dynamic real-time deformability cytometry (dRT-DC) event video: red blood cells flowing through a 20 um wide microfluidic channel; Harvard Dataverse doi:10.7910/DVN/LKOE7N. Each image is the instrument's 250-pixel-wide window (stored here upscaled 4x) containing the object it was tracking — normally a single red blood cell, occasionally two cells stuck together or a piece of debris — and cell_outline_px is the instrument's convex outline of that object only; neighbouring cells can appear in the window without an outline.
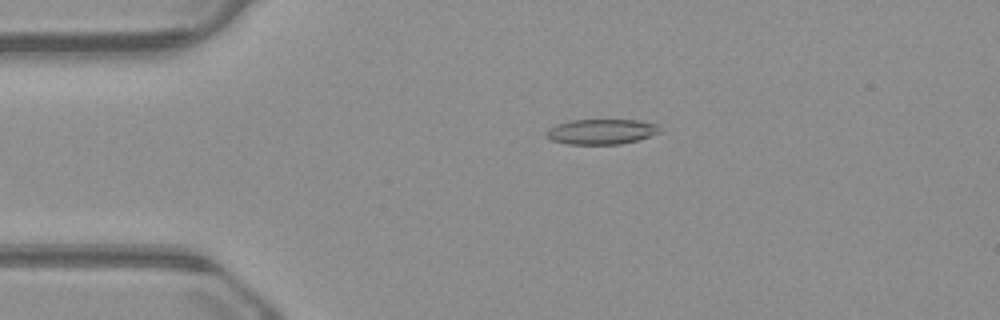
{"species": "common noctule bat (a hibernating species)", "species_latin": "Nyctalus noctula", "temperature_condition": "warm", "stored_images_in_passage": 53, "camera_frame_rate_fps": 3000, "um_per_image_px": 0.085, "animal": {"sex": "male", "body_mass_g": 23.1, "forearm_length_mm": 52.7}, "frame": {"image": 1, "passage_image": 11, "time_ms": 3.333, "image_size_px": [1000, 320], "cell_outline_px": [[660, 132], [636, 140], [620, 144], [568, 144], [552, 140], [544, 132], [548, 128], [556, 124], [572, 120], [636, 120], [656, 124], [660, 128]], "centroid_in_image_um": [51.08, 11.18], "position_along_channel_um": 33.9, "area_um2": 16.47}}
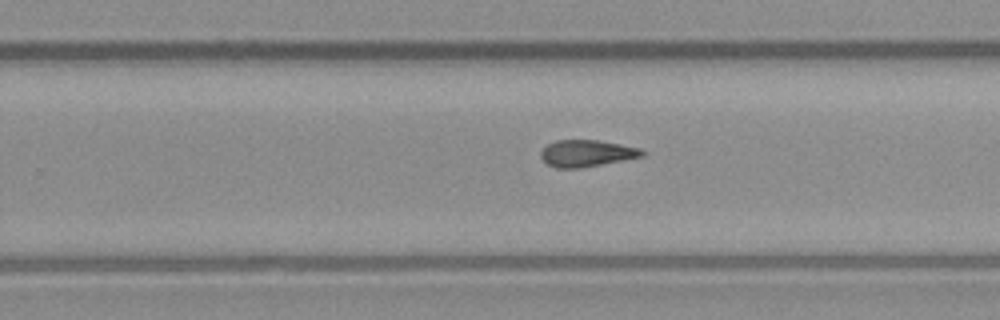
{"frame": {"image": 2, "passage_image": 33, "time_ms": 10.667, "image_size_px": [1000, 320], "cell_outline_px": [[644, 156], [580, 168], [556, 168], [548, 164], [540, 156], [540, 152], [548, 144], [556, 140], [596, 140], [620, 144], [640, 148], [644, 152]], "centroid_in_image_um": [49.85, 13.03], "position_along_channel_um": 279.9, "area_um2": 15.61}}
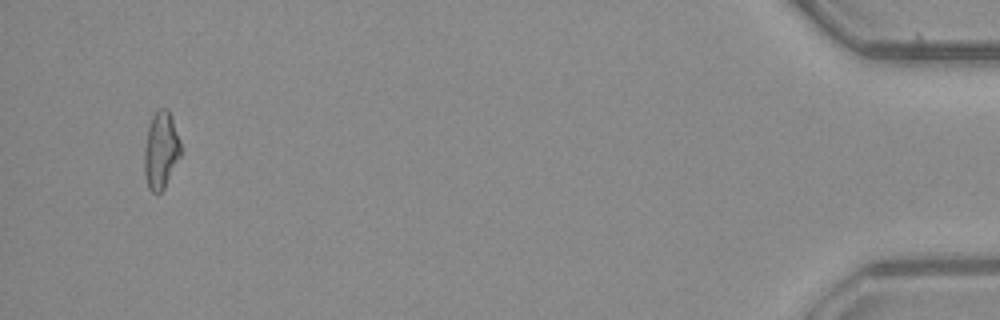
{"frame": {"image": 3, "passage_image": 51, "time_ms": 16.667, "image_size_px": [1000, 320], "cell_outline_px": [[180, 156], [164, 188], [160, 192], [152, 192], [148, 188], [144, 172], [144, 148], [148, 128], [152, 116], [156, 108], [168, 108], [180, 140]], "centroid_in_image_um": [13.66, 12.74], "position_along_channel_um": 421.5, "area_um2": 16.3}, "authors_computed_cell_mechanics": {"area_um2": 16.4152, "velocity_mm_per_s": 3.8638, "shape_relaxation_time_tau1_ms": null, "shape_relaxation_time_tau2_ms": 9.8696, "deformation_change_tau1": null, "deformation_change_tau2": 0.1996}}